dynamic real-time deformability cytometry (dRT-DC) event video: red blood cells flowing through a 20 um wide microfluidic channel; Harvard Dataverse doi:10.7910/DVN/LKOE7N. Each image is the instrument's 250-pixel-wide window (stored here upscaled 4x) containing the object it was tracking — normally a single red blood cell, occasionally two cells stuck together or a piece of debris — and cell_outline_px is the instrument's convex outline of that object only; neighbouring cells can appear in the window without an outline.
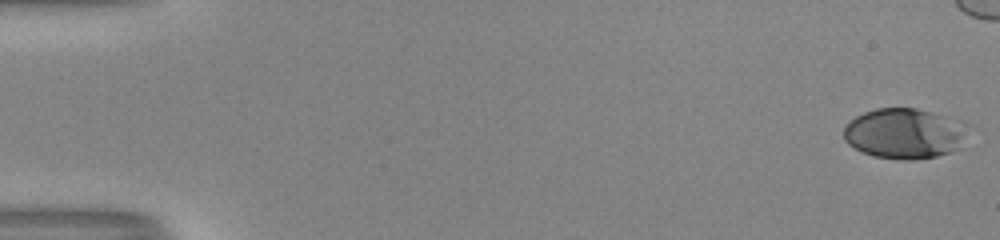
{"species": "human", "species_latin": "Homo sapiens", "temperature_condition": "room temperature", "stored_images_in_passage": 47, "camera_frame_rate_fps": 3000, "um_per_image_px": 0.085, "donor": {"sex": "male"}, "frame": {"image": 1, "passage_image": 1, "time_ms": 0.0, "image_size_px": [1000, 240], "cell_outline_px": [[980, 128], [960, 148], [936, 156], [912, 160], [904, 160], [872, 156], [848, 144], [844, 140], [844, 128], [856, 116], [864, 112], [876, 108], [916, 108], [960, 120], [972, 124]], "centroid_in_image_um": [77.07, 11.34], "position_along_channel_um": 7.9, "area_um2": 37.57}}
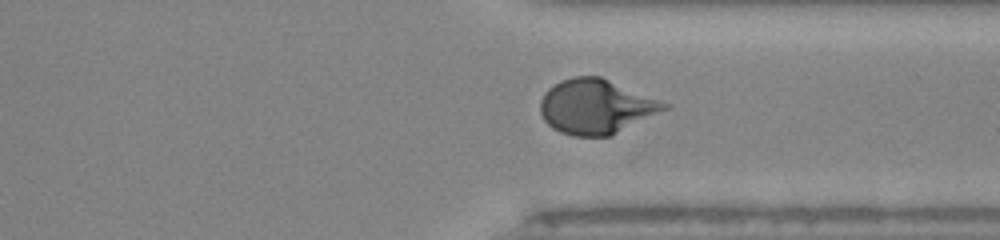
{"frame": {"image": 2, "passage_image": 41, "time_ms": 13.333, "image_size_px": [1000, 240], "cell_outline_px": [[672, 108], [612, 136], [572, 136], [560, 132], [552, 128], [544, 120], [540, 112], [540, 100], [544, 92], [548, 88], [560, 80], [572, 76], [600, 76], [672, 104]], "centroid_in_image_um": [50.71, 9.07], "position_along_channel_um": 360.7, "area_um2": 40.23}}
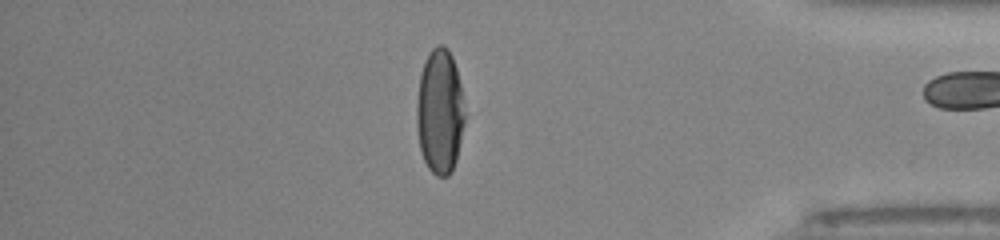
{"frame": {"image": 3, "passage_image": 46, "time_ms": 15.0, "image_size_px": [1000, 240], "cell_outline_px": [[464, 124], [456, 160], [452, 172], [448, 176], [436, 176], [428, 168], [424, 160], [420, 148], [416, 124], [416, 104], [420, 72], [428, 52], [436, 44], [444, 44], [448, 48], [452, 56], [456, 68], [460, 84], [464, 112]], "centroid_in_image_um": [37.36, 9.46], "position_along_channel_um": 397.8, "area_um2": 35.26}}